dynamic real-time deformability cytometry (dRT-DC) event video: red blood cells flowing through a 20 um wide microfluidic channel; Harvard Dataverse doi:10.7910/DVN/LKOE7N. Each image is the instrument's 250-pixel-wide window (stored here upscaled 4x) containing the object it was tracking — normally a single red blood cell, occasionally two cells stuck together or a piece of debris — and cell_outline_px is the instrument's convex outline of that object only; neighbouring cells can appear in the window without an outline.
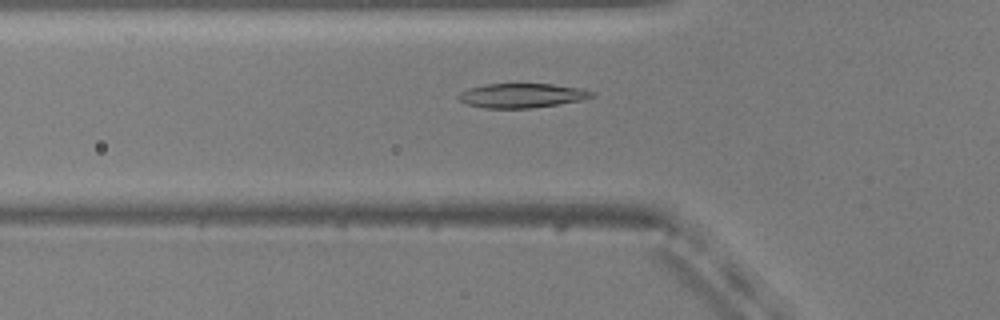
{"species": "common noctule bat (a hibernating species)", "species_latin": "Nyctalus noctula", "temperature_condition": "warm", "stored_images_in_passage": 53, "camera_frame_rate_fps": 3000, "um_per_image_px": 0.085, "animal": {"sex": "male", "body_mass_g": 20.5, "forearm_length_mm": 52.5}, "frame": {"image": 1, "passage_image": 18, "time_ms": 5.667, "image_size_px": [1000, 320], "cell_outline_px": [[596, 96], [584, 100], [532, 108], [484, 108], [468, 104], [460, 100], [456, 96], [460, 92], [468, 88], [488, 84], [552, 84], [584, 88], [592, 92]], "centroid_in_image_um": [44.39, 8.12], "position_along_channel_um": 81.4, "area_um2": 19.02}}
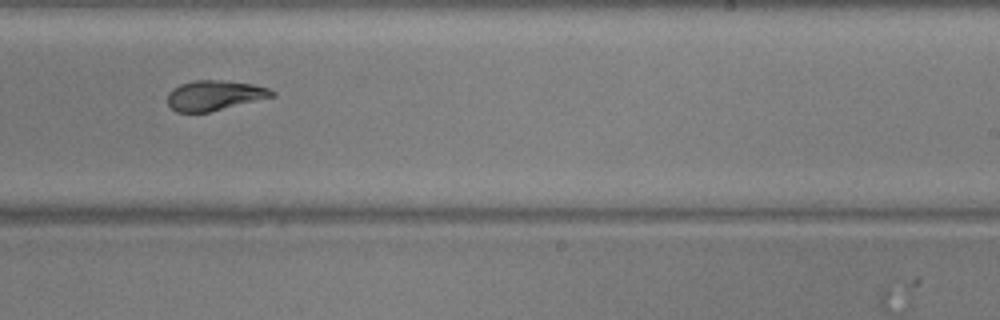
{"frame": {"image": 2, "passage_image": 33, "time_ms": 10.667, "image_size_px": [1000, 320], "cell_outline_px": [[276, 96], [208, 112], [176, 112], [168, 104], [168, 92], [172, 88], [180, 84], [196, 80], [220, 80], [252, 84], [268, 88], [276, 92]], "centroid_in_image_um": [18.23, 8.1], "position_along_channel_um": 270.8, "area_um2": 18.21}}
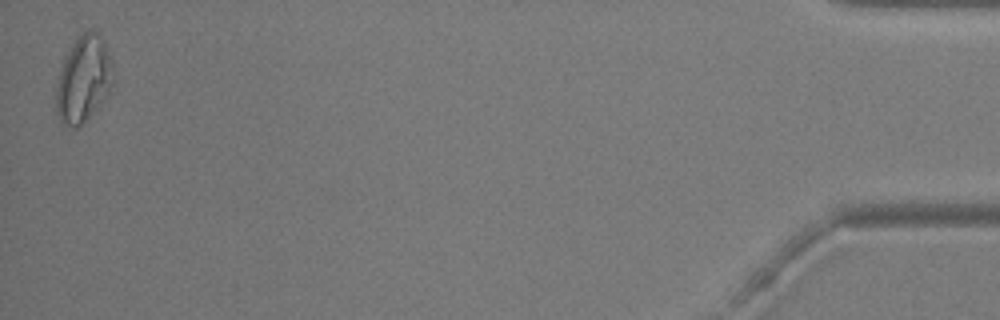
{"frame": {"image": 3, "passage_image": 53, "time_ms": 17.333, "image_size_px": [1000, 320], "cell_outline_px": [[112, 84], [104, 100], [88, 120], [76, 128], [72, 128], [60, 120], [56, 112], [56, 88], [60, 72], [64, 60], [72, 44], [84, 32], [96, 32], [104, 40], [112, 64]], "centroid_in_image_um": [7.1, 6.79], "position_along_channel_um": 428.1, "area_um2": 28.21}, "authors_computed_cell_mechanics": {"area_um2": 19.363, "velocity_mm_per_s": 3.768, "shape_relaxation_time_tau1_ms": 3.7805, "shape_relaxation_time_tau2_ms": 2.3916, "deformation_change_tau1": 0.1745, "deformation_change_tau2": 0.067}}